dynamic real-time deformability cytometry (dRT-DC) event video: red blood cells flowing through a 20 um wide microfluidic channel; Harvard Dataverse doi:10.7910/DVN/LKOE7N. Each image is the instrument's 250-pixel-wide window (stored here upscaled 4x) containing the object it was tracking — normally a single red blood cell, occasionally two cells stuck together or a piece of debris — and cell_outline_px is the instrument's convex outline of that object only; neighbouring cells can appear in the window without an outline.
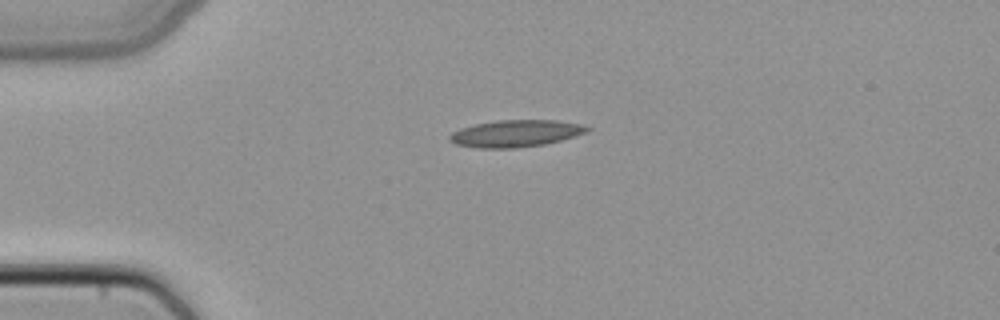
{"species": "common noctule bat (a hibernating species)", "species_latin": "Nyctalus noctula", "temperature_condition": "cold", "stored_images_in_passage": 2, "camera_frame_rate_fps": 3000, "um_per_image_px": 0.085, "animal": {"sex": "female", "body_mass_g": 22.7, "forearm_length_mm": 54.2}, "frame": {"image": 1, "passage_image": 1, "time_ms": 0.0, "image_size_px": [1000, 320], "cell_outline_px": [[592, 128], [588, 132], [560, 140], [544, 144], [516, 148], [476, 148], [456, 144], [448, 140], [448, 136], [452, 132], [460, 128], [476, 124], [496, 120], [556, 120], [580, 124]], "centroid_in_image_um": [43.81, 11.34], "position_along_channel_um": 41.2, "area_um2": 21.62}}